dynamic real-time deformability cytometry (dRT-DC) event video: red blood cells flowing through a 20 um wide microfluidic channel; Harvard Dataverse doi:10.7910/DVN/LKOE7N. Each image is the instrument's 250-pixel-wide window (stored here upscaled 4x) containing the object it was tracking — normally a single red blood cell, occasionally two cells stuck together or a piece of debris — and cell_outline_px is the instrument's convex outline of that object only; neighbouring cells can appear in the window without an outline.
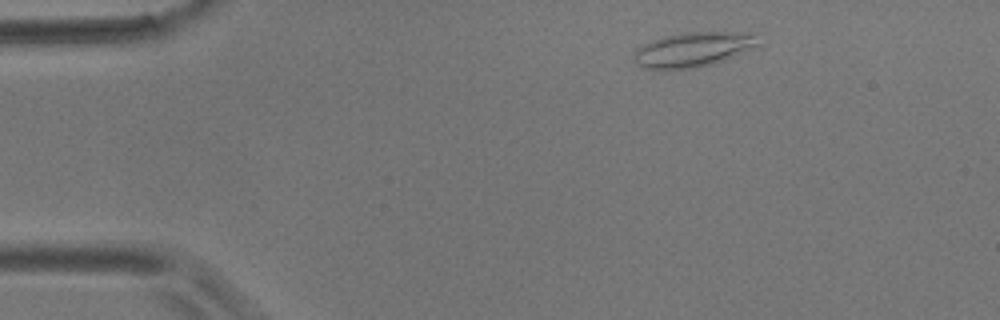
{"species": "common noctule bat (a hibernating species)", "species_latin": "Nyctalus noctula", "temperature_condition": "room temperature", "stored_images_in_passage": 3, "camera_frame_rate_fps": 3000, "um_per_image_px": 0.085, "animal": {"sex": "male", "body_mass_g": 17.9}, "frame": {"image": 1, "passage_image": 1, "time_ms": 0.0, "image_size_px": [1000, 320], "cell_outline_px": [[764, 44], [756, 48], [712, 64], [696, 68], [644, 68], [636, 64], [632, 60], [632, 56], [636, 48], [652, 40], [664, 36], [684, 32], [736, 32], [752, 36]], "centroid_in_image_um": [58.89, 4.21], "position_along_channel_um": 26.1, "area_um2": 25.03}}